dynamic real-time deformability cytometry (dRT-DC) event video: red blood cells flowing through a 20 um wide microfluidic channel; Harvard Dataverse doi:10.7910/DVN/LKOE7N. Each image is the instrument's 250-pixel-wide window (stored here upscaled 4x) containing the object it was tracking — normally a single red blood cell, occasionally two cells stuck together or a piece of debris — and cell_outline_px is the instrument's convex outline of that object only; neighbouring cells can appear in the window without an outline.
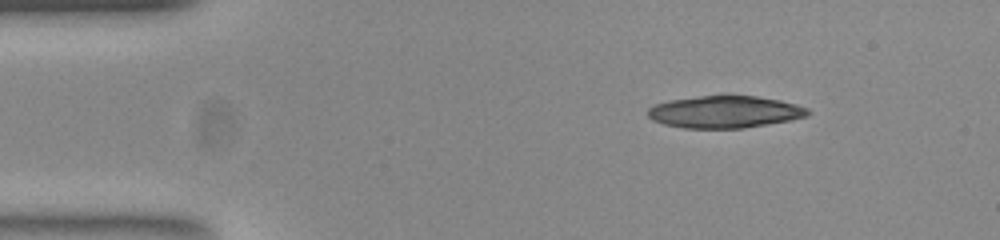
{"species": "common noctule bat (a hibernating species)", "species_latin": "Nyctalus noctula", "temperature_condition": "room temperature", "stored_images_in_passage": 12, "camera_frame_rate_fps": 3000, "um_per_image_px": 0.085, "animal": {"sex": "female", "body_mass_g": 23.0, "forearm_length_mm": 53.4}, "frame": {"image": 1, "passage_image": 1, "time_ms": 0.0, "image_size_px": [1000, 240], "cell_outline_px": [[812, 112], [808, 116], [792, 120], [744, 128], [684, 128], [664, 124], [652, 120], [648, 116], [648, 108], [652, 104], [672, 100], [724, 92], [756, 96], [780, 100], [796, 104], [808, 108]], "centroid_in_image_um": [61.63, 9.47], "position_along_channel_um": 23.4, "area_um2": 30.87}}